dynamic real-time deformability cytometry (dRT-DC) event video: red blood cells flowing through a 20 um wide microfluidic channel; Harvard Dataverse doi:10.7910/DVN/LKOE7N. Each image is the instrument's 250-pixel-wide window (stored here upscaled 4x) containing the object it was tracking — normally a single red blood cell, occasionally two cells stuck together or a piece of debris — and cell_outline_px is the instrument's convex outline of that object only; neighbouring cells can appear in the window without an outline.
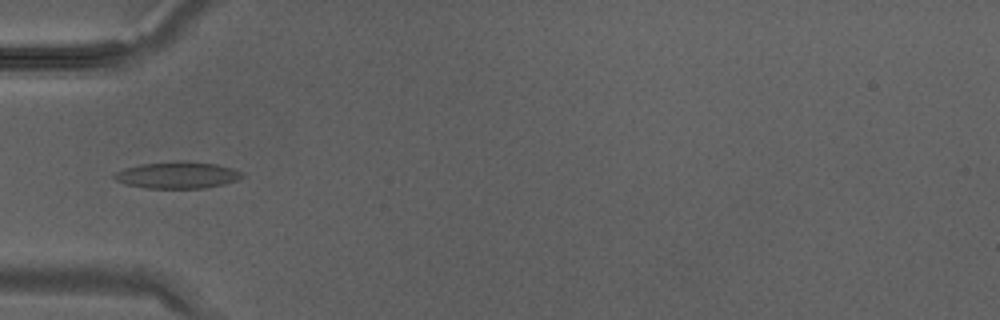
{"species": "Egyptian fruit bat (a non-hibernating species)", "species_latin": "Rousettus aegyptiacus", "temperature_condition": "warm", "stored_images_in_passage": 3, "camera_frame_rate_fps": 3000, "um_per_image_px": 0.085, "animal": {"sex": "male"}, "frame": {"image": 1, "passage_image": 1, "time_ms": 0.0, "image_size_px": [1000, 320], "cell_outline_px": [[244, 176], [236, 180], [224, 184], [204, 188], [148, 188], [124, 184], [116, 180], [112, 176], [116, 172], [124, 168], [140, 164], [180, 160], [216, 164], [232, 168], [240, 172]], "centroid_in_image_um": [15.05, 14.87], "position_along_channel_um": 70.0, "area_um2": 19.88}}